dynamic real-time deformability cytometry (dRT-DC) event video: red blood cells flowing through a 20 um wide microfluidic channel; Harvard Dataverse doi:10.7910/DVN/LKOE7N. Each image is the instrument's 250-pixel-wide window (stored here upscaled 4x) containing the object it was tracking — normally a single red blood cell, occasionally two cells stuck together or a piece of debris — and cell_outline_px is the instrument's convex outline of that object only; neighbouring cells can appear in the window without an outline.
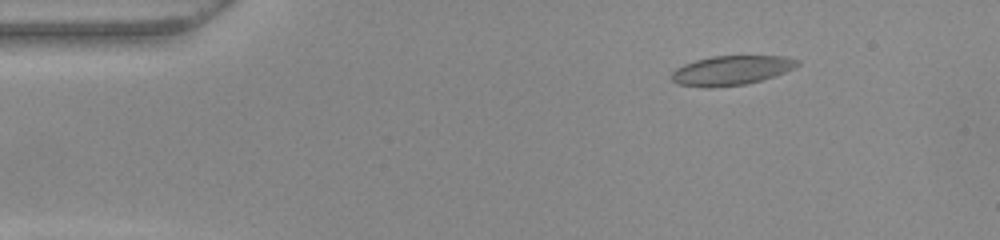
{"species": "common noctule bat (a hibernating species)", "species_latin": "Nyctalus noctula", "temperature_condition": "warm", "stored_images_in_passage": 52, "camera_frame_rate_fps": 3000, "um_per_image_px": 0.085, "animal": {"sex": "female", "body_mass_g": 22.0, "forearm_length_mm": 56.7}, "frame": {"image": 1, "passage_image": 7, "time_ms": 2.0, "image_size_px": [1000, 240], "cell_outline_px": [[800, 64], [784, 72], [760, 80], [744, 84], [708, 88], [704, 88], [676, 84], [672, 80], [672, 72], [676, 68], [684, 64], [696, 60], [712, 56], [788, 56], [800, 60]], "centroid_in_image_um": [62.14, 5.98], "position_along_channel_um": 22.9, "area_um2": 21.5}}
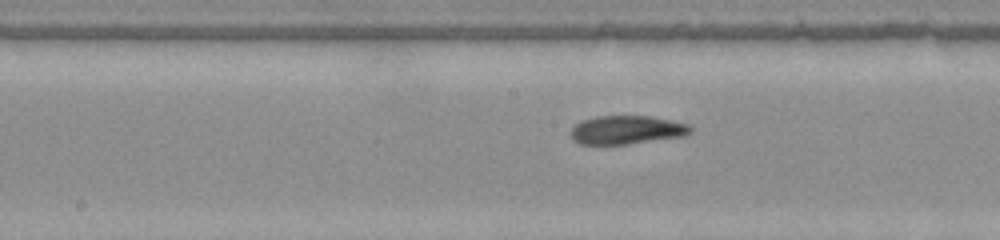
{"frame": {"image": 2, "passage_image": 26, "time_ms": 8.333, "image_size_px": [1000, 240], "cell_outline_px": [[692, 132], [684, 136], [628, 144], [580, 144], [572, 140], [572, 128], [576, 124], [584, 120], [600, 116], [648, 116], [692, 124]], "centroid_in_image_um": [53.32, 11.04], "position_along_channel_um": 194.9, "area_um2": 19.83}}
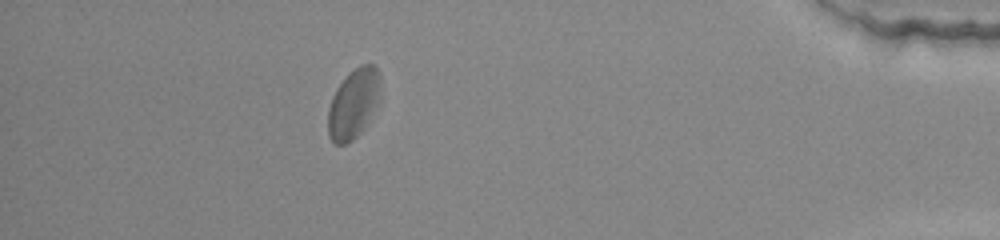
{"frame": {"image": 3, "passage_image": 46, "time_ms": 15.0, "image_size_px": [1000, 240], "cell_outline_px": [[380, 100], [364, 128], [352, 140], [344, 144], [332, 144], [328, 136], [328, 108], [332, 96], [336, 88], [360, 64], [372, 64], [376, 68], [380, 76]], "centroid_in_image_um": [30.05, 8.84], "position_along_channel_um": 405.2, "area_um2": 21.21}, "authors_computed_cell_mechanics": {"area_um2": 20.9236, "velocity_mm_per_s": 3.9219, "shape_relaxation_time_tau1_ms": null, "shape_relaxation_time_tau2_ms": 1.9205, "deformation_change_tau1": null, "deformation_change_tau2": 0.0754}}